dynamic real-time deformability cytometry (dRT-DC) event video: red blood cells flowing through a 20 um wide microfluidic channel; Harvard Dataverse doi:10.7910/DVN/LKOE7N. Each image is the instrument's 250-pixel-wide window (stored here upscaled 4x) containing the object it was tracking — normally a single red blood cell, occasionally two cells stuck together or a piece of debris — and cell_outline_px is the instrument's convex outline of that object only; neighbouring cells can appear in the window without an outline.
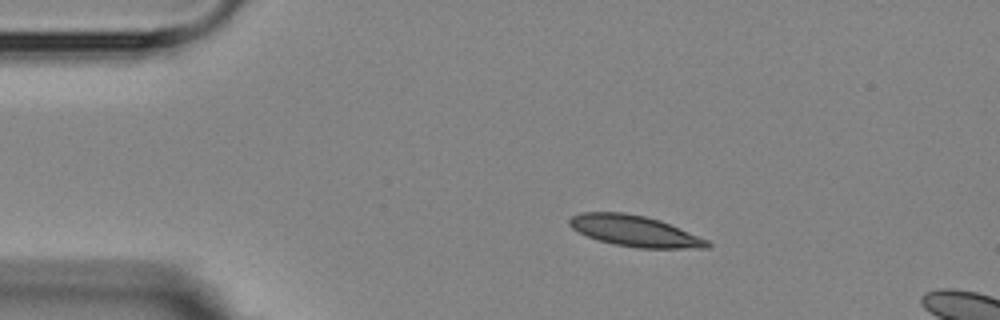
{"species": "Egyptian fruit bat (a non-hibernating species)", "species_latin": "Rousettus aegyptiacus", "temperature_condition": "room temperature", "stored_images_in_passage": 4, "camera_frame_rate_fps": 3000, "um_per_image_px": 0.085, "animal": {"sex": "female"}, "frame": {"image": 1, "passage_image": 2, "time_ms": 1.333, "image_size_px": [1000, 320], "cell_outline_px": [[712, 244], [708, 248], [640, 248], [612, 244], [596, 240], [572, 228], [568, 224], [568, 220], [572, 216], [580, 212], [624, 212], [644, 216], [660, 220], [708, 240]], "centroid_in_image_um": [53.93, 19.63], "position_along_channel_um": 31.1, "area_um2": 24.85}}